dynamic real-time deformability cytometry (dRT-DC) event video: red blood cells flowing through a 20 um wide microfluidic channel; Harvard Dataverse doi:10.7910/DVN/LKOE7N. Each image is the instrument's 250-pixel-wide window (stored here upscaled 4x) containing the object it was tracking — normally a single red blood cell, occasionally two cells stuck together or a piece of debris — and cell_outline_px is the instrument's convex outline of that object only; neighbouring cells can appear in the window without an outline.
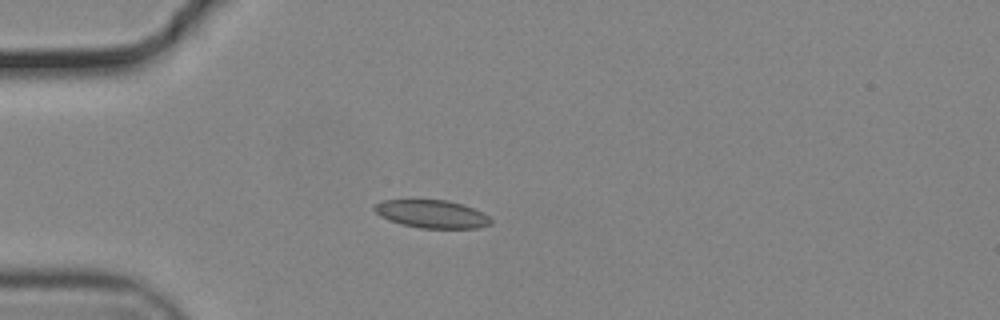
{"species": "common noctule bat (a hibernating species)", "species_latin": "Nyctalus noctula", "temperature_condition": "cold", "stored_images_in_passage": 34, "camera_frame_rate_fps": 3000, "um_per_image_px": 0.085, "animal": {"sex": "male", "body_mass_g": 19.2, "forearm_length_mm": 51.8}, "frame": {"image": 1, "passage_image": 1, "time_ms": 0.0, "image_size_px": [1000, 320], "cell_outline_px": [[492, 224], [476, 228], [420, 228], [400, 224], [388, 220], [380, 216], [372, 208], [372, 204], [384, 200], [448, 200], [464, 204], [484, 212], [492, 220]], "centroid_in_image_um": [36.7, 18.19], "position_along_channel_um": 48.3, "area_um2": 19.25}}
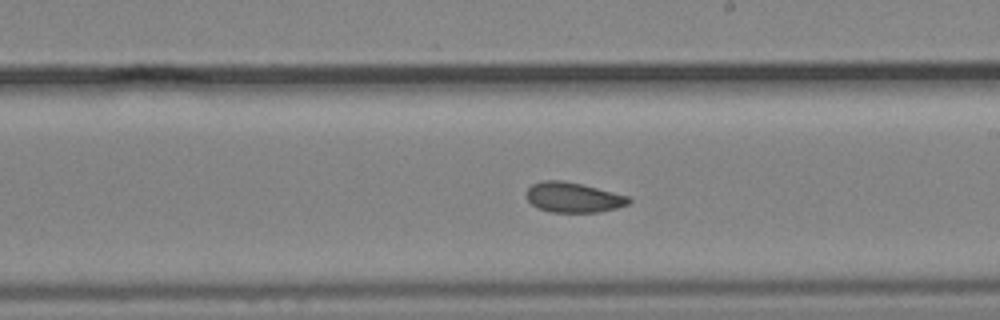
{"frame": {"image": 2, "passage_image": 18, "time_ms": 5.667, "image_size_px": [1000, 320], "cell_outline_px": [[632, 200], [628, 204], [616, 208], [600, 212], [552, 212], [536, 208], [528, 200], [528, 188], [532, 184], [544, 180], [564, 180], [628, 196]], "centroid_in_image_um": [48.72, 16.78], "position_along_channel_um": 240.3, "area_um2": 17.74}}
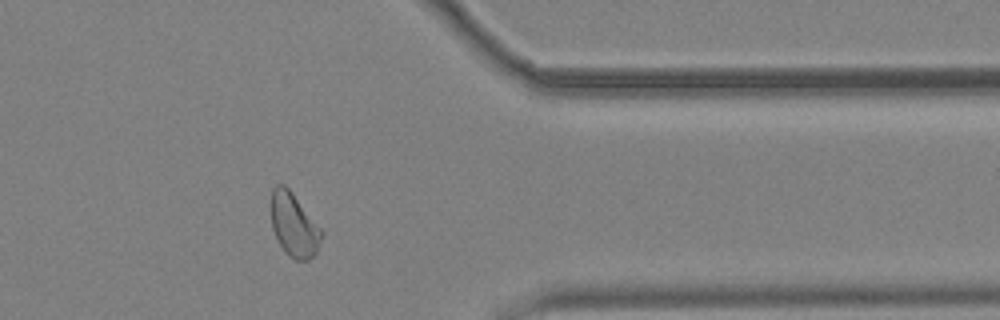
{"frame": {"image": 3, "passage_image": 31, "time_ms": 10.0, "image_size_px": [1000, 320], "cell_outline_px": [[324, 232], [316, 252], [308, 260], [296, 260], [288, 256], [284, 252], [272, 228], [272, 188], [276, 184], [284, 184], [292, 192]], "centroid_in_image_um": [24.99, 19.13], "position_along_channel_um": 386.4, "area_um2": 18.5}, "authors_computed_cell_mechanics": {"area_um2": 18.496, "velocity_mm_per_s": 3.6891, "shape_relaxation_time_tau1_ms": null, "shape_relaxation_time_tau2_ms": 3.593, "deformation_change_tau1": null, "deformation_change_tau2": 0.0691}}